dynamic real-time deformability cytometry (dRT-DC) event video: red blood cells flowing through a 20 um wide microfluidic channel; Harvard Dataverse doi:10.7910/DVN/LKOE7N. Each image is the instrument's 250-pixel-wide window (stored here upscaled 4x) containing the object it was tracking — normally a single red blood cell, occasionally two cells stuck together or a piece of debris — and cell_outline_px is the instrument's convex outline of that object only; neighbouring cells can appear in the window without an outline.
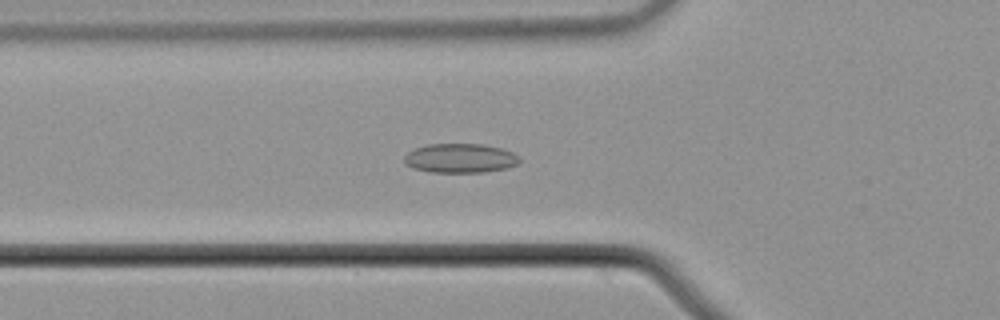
{"species": "common noctule bat (a hibernating species)", "species_latin": "Nyctalus noctula", "temperature_condition": "cold", "stored_images_in_passage": 42, "camera_frame_rate_fps": 3000, "um_per_image_px": 0.085, "animal": {"sex": "male", "body_mass_g": 21.5, "forearm_length_mm": 52.0}, "frame": {"image": 1, "passage_image": 12, "time_ms": 3.667, "image_size_px": [1000, 320], "cell_outline_px": [[520, 160], [516, 164], [508, 168], [484, 172], [428, 172], [412, 168], [404, 164], [404, 156], [408, 152], [416, 148], [428, 144], [484, 144], [500, 148], [512, 152], [520, 156]], "centroid_in_image_um": [39.1, 13.45], "position_along_channel_um": 86.7, "area_um2": 19.77}}
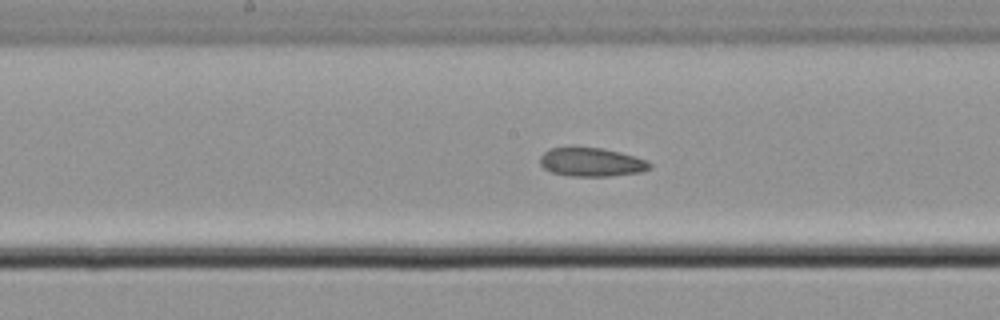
{"frame": {"image": 2, "passage_image": 21, "time_ms": 6.667, "image_size_px": [1000, 320], "cell_outline_px": [[652, 168], [640, 172], [608, 176], [572, 176], [552, 172], [544, 168], [540, 164], [540, 156], [548, 148], [572, 144], [604, 148], [620, 152], [648, 160], [652, 164]], "centroid_in_image_um": [50.24, 13.73], "position_along_channel_um": 198.0, "area_um2": 19.07}}
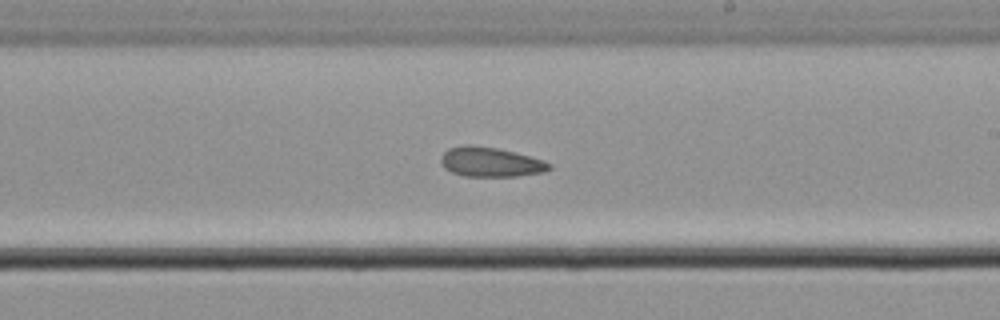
{"frame": {"image": 3, "passage_image": 25, "time_ms": 8.0, "image_size_px": [1000, 320], "cell_outline_px": [[552, 168], [544, 172], [516, 176], [464, 176], [452, 172], [444, 168], [440, 160], [444, 152], [448, 148], [468, 144], [496, 148], [544, 160], [552, 164]], "centroid_in_image_um": [41.69, 13.78], "position_along_channel_um": 247.3, "area_um2": 18.55}, "authors_computed_cell_mechanics": {"area_um2": 18.6694, "velocity_mm_per_s": 3.7089, "shape_relaxation_time_tau1_ms": null, "shape_relaxation_time_tau2_ms": 7.7705, "deformation_change_tau1": null, "deformation_change_tau2": 0.1361}}